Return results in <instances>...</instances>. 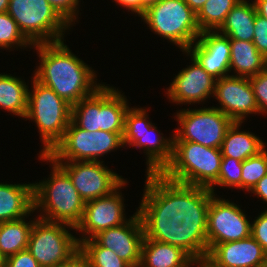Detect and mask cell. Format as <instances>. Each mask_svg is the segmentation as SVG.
<instances>
[{
  "label": "cell",
  "mask_w": 267,
  "mask_h": 267,
  "mask_svg": "<svg viewBox=\"0 0 267 267\" xmlns=\"http://www.w3.org/2000/svg\"><path fill=\"white\" fill-rule=\"evenodd\" d=\"M184 1L197 14L207 0H184Z\"/></svg>",
  "instance_id": "cell-43"
},
{
  "label": "cell",
  "mask_w": 267,
  "mask_h": 267,
  "mask_svg": "<svg viewBox=\"0 0 267 267\" xmlns=\"http://www.w3.org/2000/svg\"><path fill=\"white\" fill-rule=\"evenodd\" d=\"M251 236L263 247L267 253V210L251 223Z\"/></svg>",
  "instance_id": "cell-36"
},
{
  "label": "cell",
  "mask_w": 267,
  "mask_h": 267,
  "mask_svg": "<svg viewBox=\"0 0 267 267\" xmlns=\"http://www.w3.org/2000/svg\"><path fill=\"white\" fill-rule=\"evenodd\" d=\"M6 259L0 254V267H5Z\"/></svg>",
  "instance_id": "cell-46"
},
{
  "label": "cell",
  "mask_w": 267,
  "mask_h": 267,
  "mask_svg": "<svg viewBox=\"0 0 267 267\" xmlns=\"http://www.w3.org/2000/svg\"><path fill=\"white\" fill-rule=\"evenodd\" d=\"M214 96L221 105L215 108L233 122L243 123L248 114L258 113V105L249 78L229 75L216 79Z\"/></svg>",
  "instance_id": "cell-16"
},
{
  "label": "cell",
  "mask_w": 267,
  "mask_h": 267,
  "mask_svg": "<svg viewBox=\"0 0 267 267\" xmlns=\"http://www.w3.org/2000/svg\"><path fill=\"white\" fill-rule=\"evenodd\" d=\"M127 99L114 87L102 85L94 94L72 106L71 120L89 132L123 134Z\"/></svg>",
  "instance_id": "cell-6"
},
{
  "label": "cell",
  "mask_w": 267,
  "mask_h": 267,
  "mask_svg": "<svg viewBox=\"0 0 267 267\" xmlns=\"http://www.w3.org/2000/svg\"><path fill=\"white\" fill-rule=\"evenodd\" d=\"M118 5L122 6L123 8L127 9L128 11L131 10L135 14L137 13L138 16L143 15V0H114Z\"/></svg>",
  "instance_id": "cell-38"
},
{
  "label": "cell",
  "mask_w": 267,
  "mask_h": 267,
  "mask_svg": "<svg viewBox=\"0 0 267 267\" xmlns=\"http://www.w3.org/2000/svg\"><path fill=\"white\" fill-rule=\"evenodd\" d=\"M47 2L70 24L76 21L79 0H47ZM78 10V11H77ZM77 11V12H76Z\"/></svg>",
  "instance_id": "cell-34"
},
{
  "label": "cell",
  "mask_w": 267,
  "mask_h": 267,
  "mask_svg": "<svg viewBox=\"0 0 267 267\" xmlns=\"http://www.w3.org/2000/svg\"><path fill=\"white\" fill-rule=\"evenodd\" d=\"M207 257L218 267H262L267 262V253L251 235L216 244Z\"/></svg>",
  "instance_id": "cell-20"
},
{
  "label": "cell",
  "mask_w": 267,
  "mask_h": 267,
  "mask_svg": "<svg viewBox=\"0 0 267 267\" xmlns=\"http://www.w3.org/2000/svg\"><path fill=\"white\" fill-rule=\"evenodd\" d=\"M32 84L33 90L28 92V110L25 119L37 124L43 144V149L39 153L48 154L63 138L71 122L72 105L34 77Z\"/></svg>",
  "instance_id": "cell-5"
},
{
  "label": "cell",
  "mask_w": 267,
  "mask_h": 267,
  "mask_svg": "<svg viewBox=\"0 0 267 267\" xmlns=\"http://www.w3.org/2000/svg\"><path fill=\"white\" fill-rule=\"evenodd\" d=\"M253 3L256 13L267 19V0H254Z\"/></svg>",
  "instance_id": "cell-40"
},
{
  "label": "cell",
  "mask_w": 267,
  "mask_h": 267,
  "mask_svg": "<svg viewBox=\"0 0 267 267\" xmlns=\"http://www.w3.org/2000/svg\"><path fill=\"white\" fill-rule=\"evenodd\" d=\"M58 267H88V266L85 259L80 254H78L69 263L60 265Z\"/></svg>",
  "instance_id": "cell-41"
},
{
  "label": "cell",
  "mask_w": 267,
  "mask_h": 267,
  "mask_svg": "<svg viewBox=\"0 0 267 267\" xmlns=\"http://www.w3.org/2000/svg\"><path fill=\"white\" fill-rule=\"evenodd\" d=\"M252 85L258 113L267 114V67L255 76L249 78Z\"/></svg>",
  "instance_id": "cell-33"
},
{
  "label": "cell",
  "mask_w": 267,
  "mask_h": 267,
  "mask_svg": "<svg viewBox=\"0 0 267 267\" xmlns=\"http://www.w3.org/2000/svg\"><path fill=\"white\" fill-rule=\"evenodd\" d=\"M222 151L188 141H173L171 162L161 172L167 179L209 188L214 194L218 180Z\"/></svg>",
  "instance_id": "cell-4"
},
{
  "label": "cell",
  "mask_w": 267,
  "mask_h": 267,
  "mask_svg": "<svg viewBox=\"0 0 267 267\" xmlns=\"http://www.w3.org/2000/svg\"><path fill=\"white\" fill-rule=\"evenodd\" d=\"M250 192L267 203V174L257 182Z\"/></svg>",
  "instance_id": "cell-39"
},
{
  "label": "cell",
  "mask_w": 267,
  "mask_h": 267,
  "mask_svg": "<svg viewBox=\"0 0 267 267\" xmlns=\"http://www.w3.org/2000/svg\"><path fill=\"white\" fill-rule=\"evenodd\" d=\"M146 110L140 108H130L126 111L124 121L123 143L144 148L147 155L146 173H161L171 162L173 153V137L164 139L157 127L149 122ZM154 132H157L154 135ZM154 135V136H152ZM159 136V137H158Z\"/></svg>",
  "instance_id": "cell-10"
},
{
  "label": "cell",
  "mask_w": 267,
  "mask_h": 267,
  "mask_svg": "<svg viewBox=\"0 0 267 267\" xmlns=\"http://www.w3.org/2000/svg\"><path fill=\"white\" fill-rule=\"evenodd\" d=\"M5 267H41L37 260L27 250L19 251L18 253L6 258Z\"/></svg>",
  "instance_id": "cell-37"
},
{
  "label": "cell",
  "mask_w": 267,
  "mask_h": 267,
  "mask_svg": "<svg viewBox=\"0 0 267 267\" xmlns=\"http://www.w3.org/2000/svg\"><path fill=\"white\" fill-rule=\"evenodd\" d=\"M134 214L126 223L102 230L93 239L100 246L114 251L132 267H139L145 235L138 212Z\"/></svg>",
  "instance_id": "cell-17"
},
{
  "label": "cell",
  "mask_w": 267,
  "mask_h": 267,
  "mask_svg": "<svg viewBox=\"0 0 267 267\" xmlns=\"http://www.w3.org/2000/svg\"><path fill=\"white\" fill-rule=\"evenodd\" d=\"M9 0H0V13L7 12Z\"/></svg>",
  "instance_id": "cell-45"
},
{
  "label": "cell",
  "mask_w": 267,
  "mask_h": 267,
  "mask_svg": "<svg viewBox=\"0 0 267 267\" xmlns=\"http://www.w3.org/2000/svg\"><path fill=\"white\" fill-rule=\"evenodd\" d=\"M33 46L20 31L16 21L7 13H0V48Z\"/></svg>",
  "instance_id": "cell-31"
},
{
  "label": "cell",
  "mask_w": 267,
  "mask_h": 267,
  "mask_svg": "<svg viewBox=\"0 0 267 267\" xmlns=\"http://www.w3.org/2000/svg\"><path fill=\"white\" fill-rule=\"evenodd\" d=\"M7 13L33 45L63 41L71 26L47 0H9Z\"/></svg>",
  "instance_id": "cell-8"
},
{
  "label": "cell",
  "mask_w": 267,
  "mask_h": 267,
  "mask_svg": "<svg viewBox=\"0 0 267 267\" xmlns=\"http://www.w3.org/2000/svg\"><path fill=\"white\" fill-rule=\"evenodd\" d=\"M248 2L238 1L227 14L224 24L218 30L220 33L229 39L253 41L254 21L257 13L253 1Z\"/></svg>",
  "instance_id": "cell-24"
},
{
  "label": "cell",
  "mask_w": 267,
  "mask_h": 267,
  "mask_svg": "<svg viewBox=\"0 0 267 267\" xmlns=\"http://www.w3.org/2000/svg\"><path fill=\"white\" fill-rule=\"evenodd\" d=\"M137 212L147 239L184 250L193 260L208 255L209 188L186 185L161 173H147Z\"/></svg>",
  "instance_id": "cell-1"
},
{
  "label": "cell",
  "mask_w": 267,
  "mask_h": 267,
  "mask_svg": "<svg viewBox=\"0 0 267 267\" xmlns=\"http://www.w3.org/2000/svg\"><path fill=\"white\" fill-rule=\"evenodd\" d=\"M239 0H207L197 13L200 31H218Z\"/></svg>",
  "instance_id": "cell-28"
},
{
  "label": "cell",
  "mask_w": 267,
  "mask_h": 267,
  "mask_svg": "<svg viewBox=\"0 0 267 267\" xmlns=\"http://www.w3.org/2000/svg\"><path fill=\"white\" fill-rule=\"evenodd\" d=\"M238 205L211 197L207 219L208 252L216 245L234 242L251 235V223Z\"/></svg>",
  "instance_id": "cell-13"
},
{
  "label": "cell",
  "mask_w": 267,
  "mask_h": 267,
  "mask_svg": "<svg viewBox=\"0 0 267 267\" xmlns=\"http://www.w3.org/2000/svg\"><path fill=\"white\" fill-rule=\"evenodd\" d=\"M70 176L81 198L87 202L109 195L125 180L102 164L104 161H55Z\"/></svg>",
  "instance_id": "cell-14"
},
{
  "label": "cell",
  "mask_w": 267,
  "mask_h": 267,
  "mask_svg": "<svg viewBox=\"0 0 267 267\" xmlns=\"http://www.w3.org/2000/svg\"><path fill=\"white\" fill-rule=\"evenodd\" d=\"M159 0H143V14L146 9L154 4H156Z\"/></svg>",
  "instance_id": "cell-44"
},
{
  "label": "cell",
  "mask_w": 267,
  "mask_h": 267,
  "mask_svg": "<svg viewBox=\"0 0 267 267\" xmlns=\"http://www.w3.org/2000/svg\"><path fill=\"white\" fill-rule=\"evenodd\" d=\"M123 146V134L89 132L71 120L63 138L47 155L54 161H99L98 157Z\"/></svg>",
  "instance_id": "cell-11"
},
{
  "label": "cell",
  "mask_w": 267,
  "mask_h": 267,
  "mask_svg": "<svg viewBox=\"0 0 267 267\" xmlns=\"http://www.w3.org/2000/svg\"><path fill=\"white\" fill-rule=\"evenodd\" d=\"M126 183L125 180L109 195L85 202L83 218L75 229L84 235L83 238H77L78 243L93 238L102 230L120 226L129 220L125 217V205L119 192Z\"/></svg>",
  "instance_id": "cell-15"
},
{
  "label": "cell",
  "mask_w": 267,
  "mask_h": 267,
  "mask_svg": "<svg viewBox=\"0 0 267 267\" xmlns=\"http://www.w3.org/2000/svg\"><path fill=\"white\" fill-rule=\"evenodd\" d=\"M33 47L41 60L34 71V78L70 105L94 94L104 85L96 83V73L92 67L74 55L64 41L38 43Z\"/></svg>",
  "instance_id": "cell-2"
},
{
  "label": "cell",
  "mask_w": 267,
  "mask_h": 267,
  "mask_svg": "<svg viewBox=\"0 0 267 267\" xmlns=\"http://www.w3.org/2000/svg\"><path fill=\"white\" fill-rule=\"evenodd\" d=\"M195 266L197 267H218L213 261H211L207 256L200 257L194 260Z\"/></svg>",
  "instance_id": "cell-42"
},
{
  "label": "cell",
  "mask_w": 267,
  "mask_h": 267,
  "mask_svg": "<svg viewBox=\"0 0 267 267\" xmlns=\"http://www.w3.org/2000/svg\"><path fill=\"white\" fill-rule=\"evenodd\" d=\"M265 147L257 155L242 162V190L251 191L257 182L267 174V151Z\"/></svg>",
  "instance_id": "cell-30"
},
{
  "label": "cell",
  "mask_w": 267,
  "mask_h": 267,
  "mask_svg": "<svg viewBox=\"0 0 267 267\" xmlns=\"http://www.w3.org/2000/svg\"><path fill=\"white\" fill-rule=\"evenodd\" d=\"M242 162L230 157H222L218 180L214 185L241 189Z\"/></svg>",
  "instance_id": "cell-32"
},
{
  "label": "cell",
  "mask_w": 267,
  "mask_h": 267,
  "mask_svg": "<svg viewBox=\"0 0 267 267\" xmlns=\"http://www.w3.org/2000/svg\"><path fill=\"white\" fill-rule=\"evenodd\" d=\"M79 254L88 267H132L114 251L100 246L93 238L79 243Z\"/></svg>",
  "instance_id": "cell-29"
},
{
  "label": "cell",
  "mask_w": 267,
  "mask_h": 267,
  "mask_svg": "<svg viewBox=\"0 0 267 267\" xmlns=\"http://www.w3.org/2000/svg\"><path fill=\"white\" fill-rule=\"evenodd\" d=\"M29 87L24 80L0 74V108L25 118L28 110Z\"/></svg>",
  "instance_id": "cell-26"
},
{
  "label": "cell",
  "mask_w": 267,
  "mask_h": 267,
  "mask_svg": "<svg viewBox=\"0 0 267 267\" xmlns=\"http://www.w3.org/2000/svg\"><path fill=\"white\" fill-rule=\"evenodd\" d=\"M253 44L256 49L267 59V19L256 14L254 21Z\"/></svg>",
  "instance_id": "cell-35"
},
{
  "label": "cell",
  "mask_w": 267,
  "mask_h": 267,
  "mask_svg": "<svg viewBox=\"0 0 267 267\" xmlns=\"http://www.w3.org/2000/svg\"><path fill=\"white\" fill-rule=\"evenodd\" d=\"M180 124L173 141H188L221 149L227 130L234 123L227 115L215 107L182 109L176 114ZM180 128V129H179Z\"/></svg>",
  "instance_id": "cell-12"
},
{
  "label": "cell",
  "mask_w": 267,
  "mask_h": 267,
  "mask_svg": "<svg viewBox=\"0 0 267 267\" xmlns=\"http://www.w3.org/2000/svg\"><path fill=\"white\" fill-rule=\"evenodd\" d=\"M34 220L26 223L25 217L0 223V254L7 257L27 249Z\"/></svg>",
  "instance_id": "cell-27"
},
{
  "label": "cell",
  "mask_w": 267,
  "mask_h": 267,
  "mask_svg": "<svg viewBox=\"0 0 267 267\" xmlns=\"http://www.w3.org/2000/svg\"><path fill=\"white\" fill-rule=\"evenodd\" d=\"M242 123L234 122L227 130L221 151L223 157L244 161L264 149V142L249 131H239Z\"/></svg>",
  "instance_id": "cell-25"
},
{
  "label": "cell",
  "mask_w": 267,
  "mask_h": 267,
  "mask_svg": "<svg viewBox=\"0 0 267 267\" xmlns=\"http://www.w3.org/2000/svg\"><path fill=\"white\" fill-rule=\"evenodd\" d=\"M194 260L181 248L144 237L139 267H191Z\"/></svg>",
  "instance_id": "cell-22"
},
{
  "label": "cell",
  "mask_w": 267,
  "mask_h": 267,
  "mask_svg": "<svg viewBox=\"0 0 267 267\" xmlns=\"http://www.w3.org/2000/svg\"><path fill=\"white\" fill-rule=\"evenodd\" d=\"M152 32L185 52L201 34L197 14L184 0H159L141 16Z\"/></svg>",
  "instance_id": "cell-7"
},
{
  "label": "cell",
  "mask_w": 267,
  "mask_h": 267,
  "mask_svg": "<svg viewBox=\"0 0 267 267\" xmlns=\"http://www.w3.org/2000/svg\"><path fill=\"white\" fill-rule=\"evenodd\" d=\"M66 227L76 229L63 222H50L38 217L34 219L27 250L41 267L67 264L79 254L77 237Z\"/></svg>",
  "instance_id": "cell-9"
},
{
  "label": "cell",
  "mask_w": 267,
  "mask_h": 267,
  "mask_svg": "<svg viewBox=\"0 0 267 267\" xmlns=\"http://www.w3.org/2000/svg\"><path fill=\"white\" fill-rule=\"evenodd\" d=\"M40 159L51 162L52 172L45 181L33 183L34 210L38 218L50 222H63L76 227L83 218L85 201L81 198L68 173L47 154ZM50 179V180H49Z\"/></svg>",
  "instance_id": "cell-3"
},
{
  "label": "cell",
  "mask_w": 267,
  "mask_h": 267,
  "mask_svg": "<svg viewBox=\"0 0 267 267\" xmlns=\"http://www.w3.org/2000/svg\"><path fill=\"white\" fill-rule=\"evenodd\" d=\"M191 61L192 65L183 68L167 89V97L173 103H200L212 95L214 97L216 78L204 70L193 56Z\"/></svg>",
  "instance_id": "cell-18"
},
{
  "label": "cell",
  "mask_w": 267,
  "mask_h": 267,
  "mask_svg": "<svg viewBox=\"0 0 267 267\" xmlns=\"http://www.w3.org/2000/svg\"><path fill=\"white\" fill-rule=\"evenodd\" d=\"M34 210L33 183H0V223L29 217Z\"/></svg>",
  "instance_id": "cell-21"
},
{
  "label": "cell",
  "mask_w": 267,
  "mask_h": 267,
  "mask_svg": "<svg viewBox=\"0 0 267 267\" xmlns=\"http://www.w3.org/2000/svg\"><path fill=\"white\" fill-rule=\"evenodd\" d=\"M267 67V59L256 49L253 41L230 39V72L250 78Z\"/></svg>",
  "instance_id": "cell-23"
},
{
  "label": "cell",
  "mask_w": 267,
  "mask_h": 267,
  "mask_svg": "<svg viewBox=\"0 0 267 267\" xmlns=\"http://www.w3.org/2000/svg\"><path fill=\"white\" fill-rule=\"evenodd\" d=\"M186 53L193 56L214 78L229 76L230 39L219 31L201 32Z\"/></svg>",
  "instance_id": "cell-19"
}]
</instances>
